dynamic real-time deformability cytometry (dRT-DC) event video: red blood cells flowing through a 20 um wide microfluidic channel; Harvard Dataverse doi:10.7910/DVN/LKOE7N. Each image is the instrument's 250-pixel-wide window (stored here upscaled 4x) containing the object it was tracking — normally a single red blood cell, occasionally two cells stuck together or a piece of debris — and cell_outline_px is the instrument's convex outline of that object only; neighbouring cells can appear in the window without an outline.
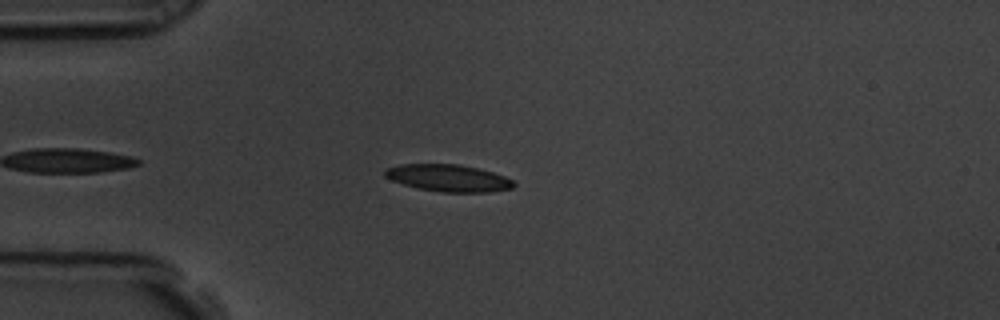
{"species": "common noctule bat (a hibernating species)", "species_latin": "Nyctalus noctula", "temperature_condition": "room temperature", "stored_images_in_passage": 45, "camera_frame_rate_fps": 3000, "um_per_image_px": 0.085, "animal": {"sex": "male", "body_mass_g": 19.5, "forearm_length_mm": 54.6}, "frame": {"image": 1, "passage_image": 6, "time_ms": 1.667, "image_size_px": [1000, 320], "cell_outline_px": [[516, 184], [512, 188], [488, 192], [440, 192], [420, 188], [404, 184], [392, 180], [384, 176], [384, 172], [388, 168], [400, 164], [460, 164], [492, 172], [504, 176], [512, 180]], "centroid_in_image_um": [38.12, 15.13], "position_along_channel_um": 46.9, "area_um2": 20.06}}
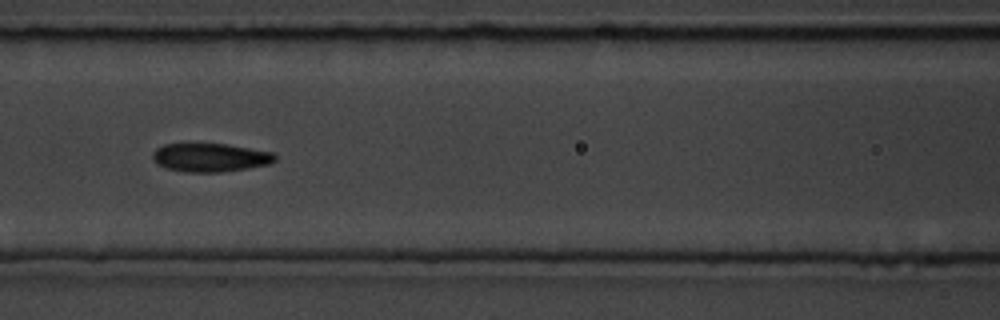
{"frame": {"image": 2, "passage_image": 16, "time_ms": 5.0, "image_size_px": [1000, 320], "cell_outline_px": [[276, 160], [268, 164], [248, 168], [220, 172], [188, 172], [164, 168], [156, 164], [152, 156], [152, 152], [156, 148], [164, 144], [224, 144], [272, 152], [276, 156]], "centroid_in_image_um": [17.82, 13.39], "position_along_channel_um": 148.8, "area_um2": 20.23}}
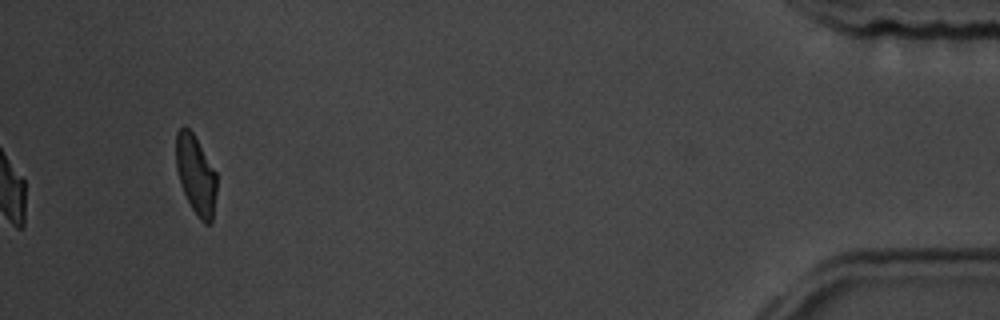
{"frame": {"image": 3, "passage_image": 45, "time_ms": 14.667, "image_size_px": [1000, 320], "cell_outline_px": [[216, 192], [212, 220], [208, 224], [204, 224], [196, 216], [180, 184], [176, 168], [176, 132], [184, 124], [192, 132], [216, 172]], "centroid_in_image_um": [16.63, 14.86], "position_along_channel_um": 418.6, "area_um2": 18.61}, "authors_computed_cell_mechanics": {"area_um2": 20.1144, "velocity_mm_per_s": 3.5556, "shape_relaxation_time_tau1_ms": 6.8902, "shape_relaxation_time_tau2_ms": 2.4462, "deformation_change_tau1": 0.1543, "deformation_change_tau2": 0.0779}}